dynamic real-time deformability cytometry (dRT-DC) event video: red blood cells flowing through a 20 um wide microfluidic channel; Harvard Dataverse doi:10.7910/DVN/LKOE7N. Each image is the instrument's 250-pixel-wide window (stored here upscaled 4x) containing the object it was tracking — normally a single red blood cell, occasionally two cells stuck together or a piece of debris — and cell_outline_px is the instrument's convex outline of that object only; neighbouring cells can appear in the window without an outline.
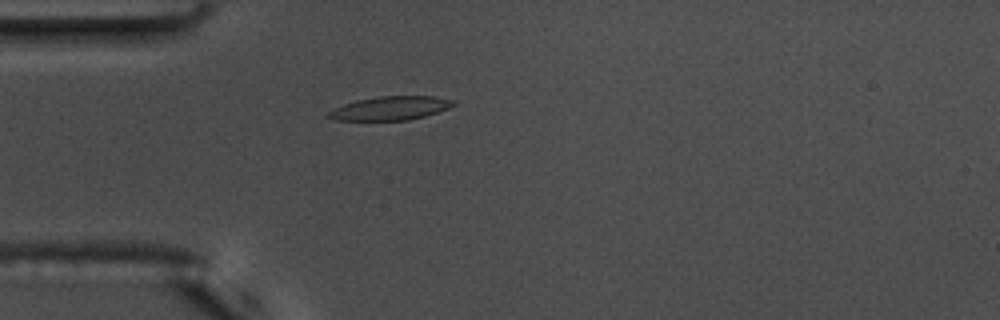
{"species": "common noctule bat (a hibernating species)", "species_latin": "Nyctalus noctula", "temperature_condition": "warm", "stored_images_in_passage": 45, "camera_frame_rate_fps": 3000, "um_per_image_px": 0.085, "animal": {"sex": "male", "body_mass_g": 17.5, "forearm_length_mm": 52.3}, "frame": {"image": 1, "passage_image": 5, "time_ms": 1.333, "image_size_px": [1000, 320], "cell_outline_px": [[456, 104], [448, 108], [424, 116], [408, 120], [336, 120], [324, 116], [328, 112], [344, 104], [356, 100], [380, 96], [432, 96], [456, 100]], "centroid_in_image_um": [33.18, 9.19], "position_along_channel_um": 51.8, "area_um2": 17.17}}
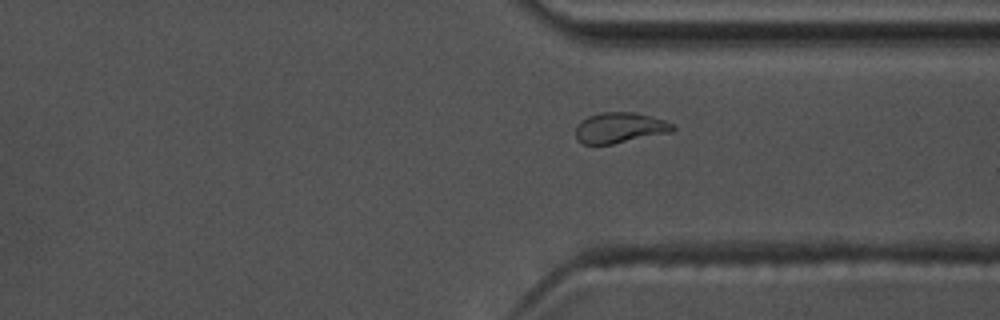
{"frame": {"image": 2, "passage_image": 31, "time_ms": 10.0, "image_size_px": [1000, 320], "cell_outline_px": [[676, 128], [672, 132], [612, 144], [584, 144], [576, 140], [576, 124], [580, 120], [588, 116], [600, 112], [636, 112], [652, 116], [676, 124]], "centroid_in_image_um": [52.69, 10.85], "position_along_channel_um": 358.7, "area_um2": 17.57}}
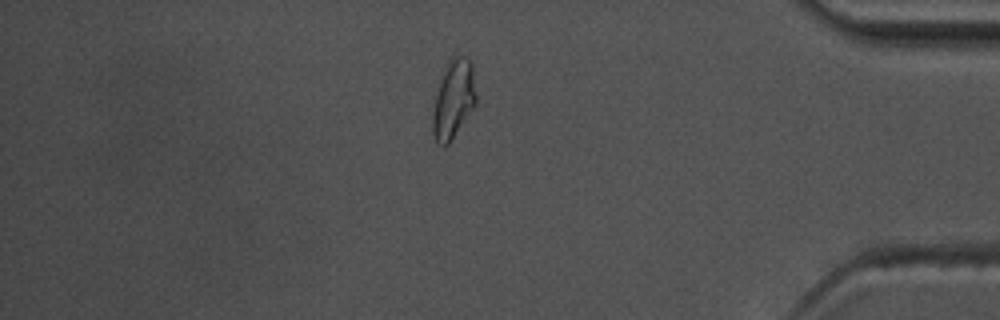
{"frame": {"image": 3, "passage_image": 37, "time_ms": 12.0, "image_size_px": [1000, 320], "cell_outline_px": [[476, 104], [448, 144], [444, 148], [436, 140], [432, 132], [432, 112], [440, 80], [452, 56], [464, 56], [472, 64], [476, 96]], "centroid_in_image_um": [38.54, 8.46], "position_along_channel_um": 396.7, "area_um2": 19.48}, "authors_computed_cell_mechanics": {"area_um2": 17.5712, "velocity_mm_per_s": 3.6316, "shape_relaxation_time_tau1_ms": 6.8077, "shape_relaxation_time_tau2_ms": 2.5233, "deformation_change_tau1": 0.197, "deformation_change_tau2": 0.0782}}